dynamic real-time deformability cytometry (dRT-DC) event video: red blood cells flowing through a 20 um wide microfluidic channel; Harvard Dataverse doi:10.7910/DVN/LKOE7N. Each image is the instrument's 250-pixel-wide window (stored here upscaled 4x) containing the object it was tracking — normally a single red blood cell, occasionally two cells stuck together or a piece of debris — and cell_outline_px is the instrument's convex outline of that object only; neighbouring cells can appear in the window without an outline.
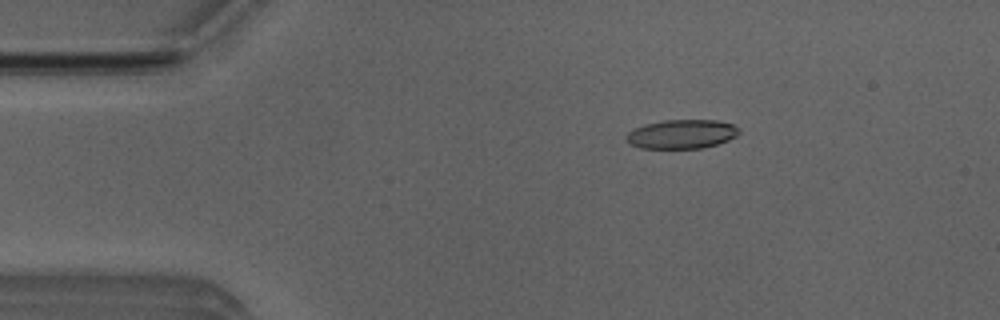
{"species": "Egyptian fruit bat (a non-hibernating species)", "species_latin": "Rousettus aegyptiacus", "temperature_condition": "room temperature", "stored_images_in_passage": 49, "camera_frame_rate_fps": 3000, "um_per_image_px": 0.085, "animal": {"sex": "male"}, "frame": {"image": 1, "passage_image": 6, "time_ms": 1.667, "image_size_px": [1000, 320], "cell_outline_px": [[740, 132], [736, 136], [728, 140], [716, 144], [700, 148], [640, 148], [628, 144], [624, 140], [628, 132], [644, 124], [664, 120], [716, 120], [732, 124]], "centroid_in_image_um": [57.89, 11.4], "position_along_channel_um": 27.1, "area_um2": 19.02}}
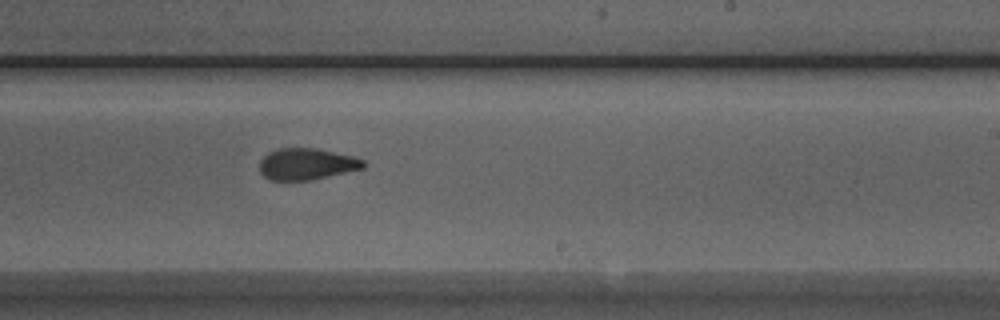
{"frame": {"image": 2, "passage_image": 28, "time_ms": 9.0, "image_size_px": [1000, 320], "cell_outline_px": [[368, 164], [364, 168], [312, 180], [268, 180], [260, 172], [260, 160], [268, 152], [276, 148], [316, 148], [356, 156], [364, 160]], "centroid_in_image_um": [26.1, 13.93], "position_along_channel_um": 262.9, "area_um2": 19.36}}
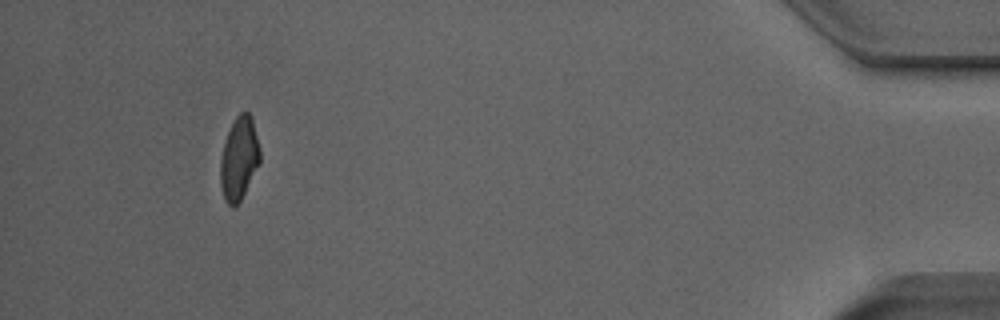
{"frame": {"image": 3, "passage_image": 45, "time_ms": 14.667, "image_size_px": [1000, 320], "cell_outline_px": [[260, 164], [240, 200], [232, 208], [224, 200], [220, 184], [220, 160], [224, 140], [236, 116], [240, 112], [248, 112], [252, 116], [260, 148]], "centroid_in_image_um": [20.32, 13.46], "position_along_channel_um": 414.9, "area_um2": 19.31}, "authors_computed_cell_mechanics": {"area_um2": 19.652, "velocity_mm_per_s": 3.9832, "shape_relaxation_time_tau1_ms": 11.33, "shape_relaxation_time_tau2_ms": 2.4837, "deformation_change_tau1": 0.2606, "deformation_change_tau2": 0.0956}}